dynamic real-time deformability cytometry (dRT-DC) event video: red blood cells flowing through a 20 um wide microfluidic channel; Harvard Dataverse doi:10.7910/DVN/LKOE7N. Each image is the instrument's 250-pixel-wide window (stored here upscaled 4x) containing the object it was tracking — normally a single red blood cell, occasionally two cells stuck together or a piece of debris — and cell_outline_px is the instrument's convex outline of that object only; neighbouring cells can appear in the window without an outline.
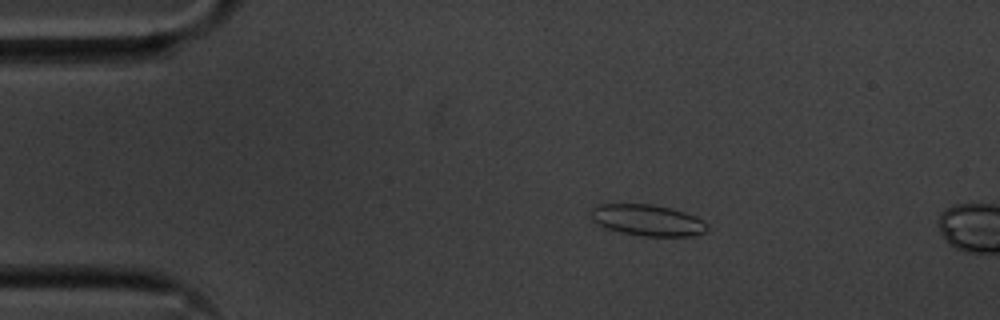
{"species": "common noctule bat (a hibernating species)", "species_latin": "Nyctalus noctula", "temperature_condition": "cold", "stored_images_in_passage": 6, "camera_frame_rate_fps": 3000, "um_per_image_px": 0.085, "animal": {"sex": "male", "body_mass_g": 20.1, "forearm_length_mm": 53.5}, "frame": {"image": 1, "passage_image": 2, "time_ms": 0.333, "image_size_px": [1000, 320], "cell_outline_px": [[708, 228], [704, 232], [692, 236], [644, 236], [620, 232], [604, 228], [596, 224], [592, 220], [592, 208], [596, 204], [652, 204], [672, 208], [696, 216], [704, 220], [708, 224]], "centroid_in_image_um": [55.04, 18.71], "position_along_channel_um": 30.0, "area_um2": 21.39}}